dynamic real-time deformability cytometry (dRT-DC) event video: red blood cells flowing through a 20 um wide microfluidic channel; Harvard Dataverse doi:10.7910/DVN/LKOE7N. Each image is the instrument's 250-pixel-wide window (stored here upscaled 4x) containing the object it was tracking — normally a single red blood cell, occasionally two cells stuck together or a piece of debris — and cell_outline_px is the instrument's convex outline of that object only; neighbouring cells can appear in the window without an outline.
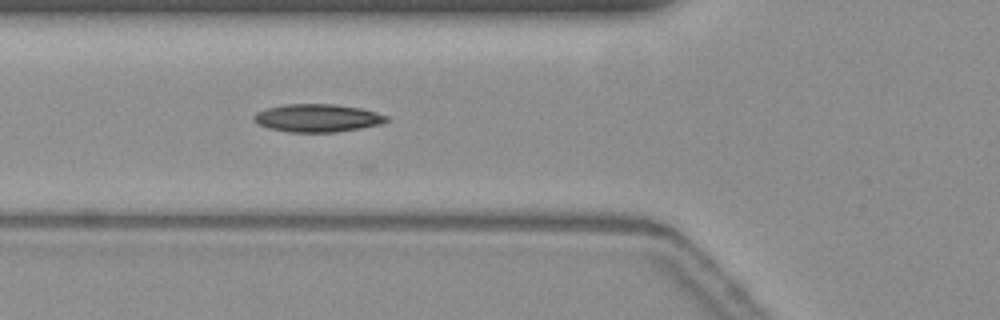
{"species": "common noctule bat (a hibernating species)", "species_latin": "Nyctalus noctula", "temperature_condition": "warm", "stored_images_in_passage": 26, "camera_frame_rate_fps": 3000, "um_per_image_px": 0.085, "animal": {"sex": "female", "body_mass_g": 19.3, "forearm_length_mm": 54.1}, "frame": {"image": 1, "passage_image": 6, "time_ms": 1.667, "image_size_px": [1000, 320], "cell_outline_px": [[388, 120], [380, 124], [360, 128], [336, 132], [288, 132], [268, 128], [256, 124], [252, 120], [252, 116], [256, 112], [264, 108], [284, 104], [336, 104], [360, 108], [376, 112], [388, 116]], "centroid_in_image_um": [26.91, 10.03], "position_along_channel_um": 98.9, "area_um2": 21.79}}
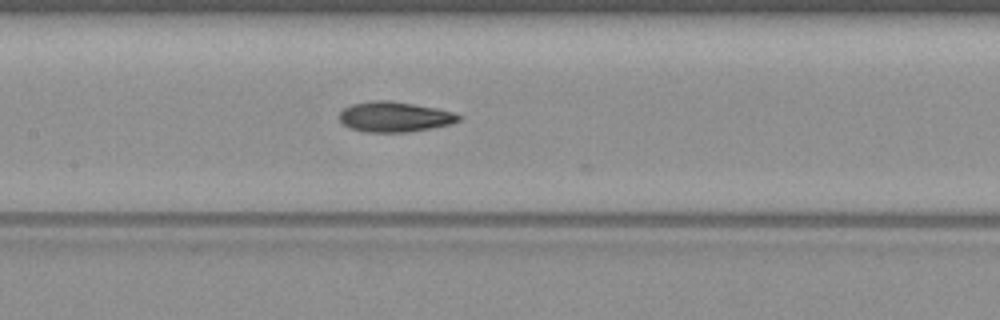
{"frame": {"image": 2, "passage_image": 12, "time_ms": 3.667, "image_size_px": [1000, 320], "cell_outline_px": [[460, 120], [448, 124], [408, 132], [364, 132], [348, 128], [340, 120], [340, 112], [344, 108], [352, 104], [372, 100], [388, 100], [436, 108], [452, 112], [460, 116]], "centroid_in_image_um": [33.48, 9.93], "position_along_channel_um": 173.9, "area_um2": 20.75}}
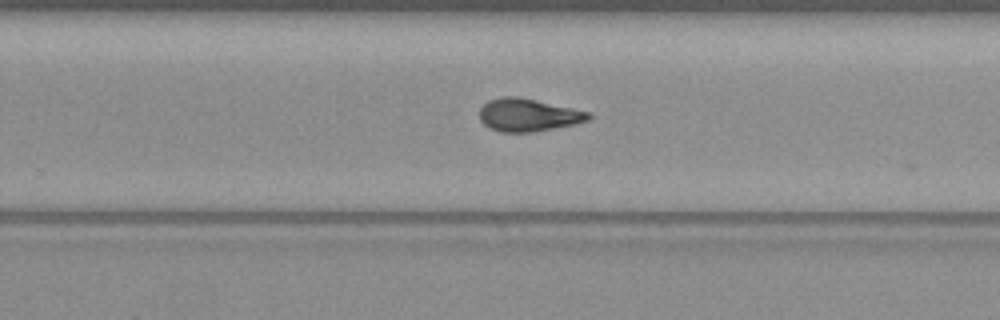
{"frame": {"image": 3, "passage_image": 21, "time_ms": 6.667, "image_size_px": [1000, 320], "cell_outline_px": [[592, 116], [588, 120], [576, 124], [536, 132], [500, 132], [488, 128], [480, 120], [480, 108], [488, 100], [504, 96], [516, 96], [592, 112]], "centroid_in_image_um": [44.91, 9.78], "position_along_channel_um": 284.9, "area_um2": 20.98}}